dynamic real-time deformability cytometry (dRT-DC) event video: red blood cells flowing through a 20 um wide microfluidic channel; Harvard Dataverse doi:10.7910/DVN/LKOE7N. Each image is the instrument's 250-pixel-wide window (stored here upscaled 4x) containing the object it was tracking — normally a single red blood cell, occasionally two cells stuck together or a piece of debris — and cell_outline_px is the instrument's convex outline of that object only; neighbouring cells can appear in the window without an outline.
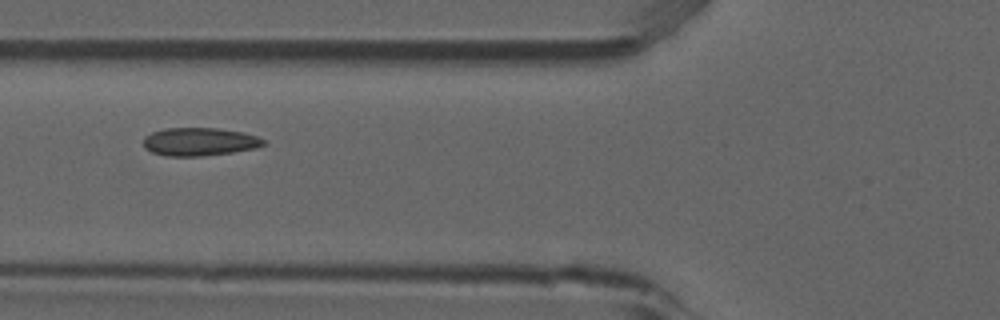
{"species": "common noctule bat (a hibernating species)", "species_latin": "Nyctalus noctula", "temperature_condition": "room temperature", "stored_images_in_passage": 9, "camera_frame_rate_fps": 3000, "um_per_image_px": 0.085, "animal": {"sex": "male", "forearm_length_mm": 52.5}, "frame": {"image": 1, "passage_image": 6, "time_ms": 1.667, "image_size_px": [1000, 320], "cell_outline_px": [[264, 144], [256, 148], [232, 152], [200, 156], [164, 156], [152, 152], [144, 148], [144, 136], [152, 132], [164, 128], [216, 128], [244, 132], [256, 136], [264, 140]], "centroid_in_image_um": [16.92, 12.04], "position_along_channel_um": 108.9, "area_um2": 19.65}}
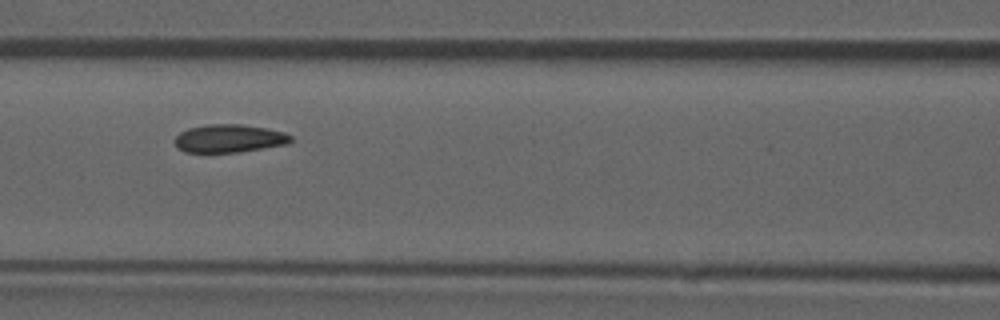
{"frame": {"image": 2, "passage_image": 7, "time_ms": 2.0, "image_size_px": [1000, 320], "cell_outline_px": [[292, 140], [288, 144], [240, 152], [184, 152], [176, 148], [176, 136], [180, 132], [188, 128], [208, 124], [240, 124], [268, 128], [284, 132], [292, 136]], "centroid_in_image_um": [19.5, 11.77], "position_along_channel_um": 147.1, "area_um2": 19.07}}